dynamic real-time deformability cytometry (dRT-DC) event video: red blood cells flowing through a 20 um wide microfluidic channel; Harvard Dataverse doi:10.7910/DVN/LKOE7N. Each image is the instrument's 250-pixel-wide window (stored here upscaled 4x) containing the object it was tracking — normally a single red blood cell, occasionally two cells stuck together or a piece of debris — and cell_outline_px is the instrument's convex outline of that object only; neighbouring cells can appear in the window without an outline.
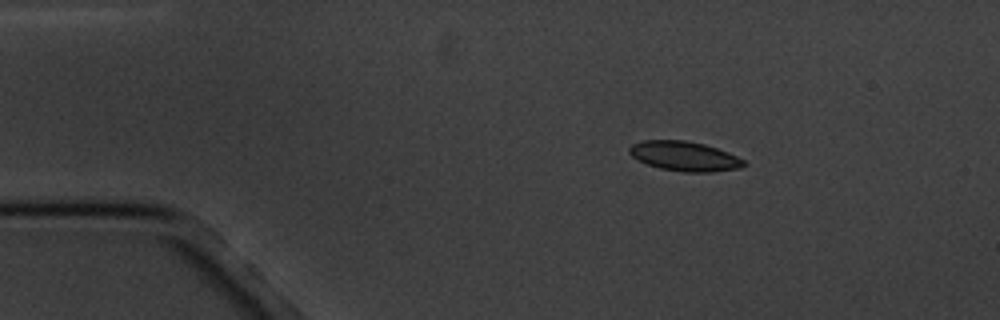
{"species": "common noctule bat (a hibernating species)", "species_latin": "Nyctalus noctula", "temperature_condition": "cold", "stored_images_in_passage": 3, "camera_frame_rate_fps": 3000, "um_per_image_px": 0.085, "animal": {"sex": "male", "body_mass_g": 20.1, "forearm_length_mm": 53.5}, "frame": {"image": 1, "passage_image": 1, "time_ms": 0.0, "image_size_px": [1000, 320], "cell_outline_px": [[748, 164], [740, 168], [712, 172], [684, 172], [660, 168], [648, 164], [632, 156], [628, 152], [628, 148], [632, 144], [644, 140], [684, 140], [704, 144], [728, 152], [744, 160]], "centroid_in_image_um": [58.2, 13.27], "position_along_channel_um": 26.8, "area_um2": 19.71}}